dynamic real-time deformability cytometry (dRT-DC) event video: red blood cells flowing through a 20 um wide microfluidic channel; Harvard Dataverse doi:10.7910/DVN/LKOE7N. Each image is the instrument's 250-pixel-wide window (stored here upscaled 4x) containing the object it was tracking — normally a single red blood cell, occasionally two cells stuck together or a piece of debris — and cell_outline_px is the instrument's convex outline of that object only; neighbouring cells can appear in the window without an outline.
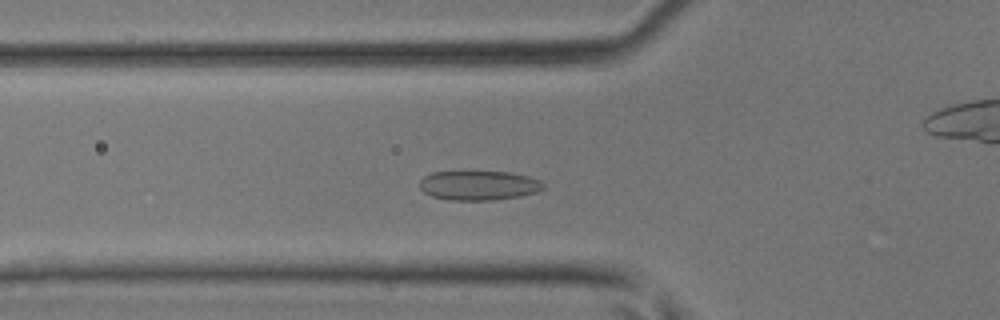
{"species": "common noctule bat (a hibernating species)", "species_latin": "Nyctalus noctula", "temperature_condition": "room temperature", "stored_images_in_passage": 44, "camera_frame_rate_fps": 3000, "um_per_image_px": 0.085, "animal": {"sex": "male", "body_mass_g": 17.9, "forearm_length_mm": 54.2}, "frame": {"image": 1, "passage_image": 14, "time_ms": 4.333, "image_size_px": [1000, 320], "cell_outline_px": [[544, 188], [536, 192], [520, 196], [492, 200], [448, 200], [432, 196], [424, 192], [420, 188], [420, 180], [424, 176], [432, 172], [472, 168], [508, 172], [528, 176], [540, 180], [544, 184]], "centroid_in_image_um": [40.65, 15.7], "position_along_channel_um": 85.1, "area_um2": 22.25}}
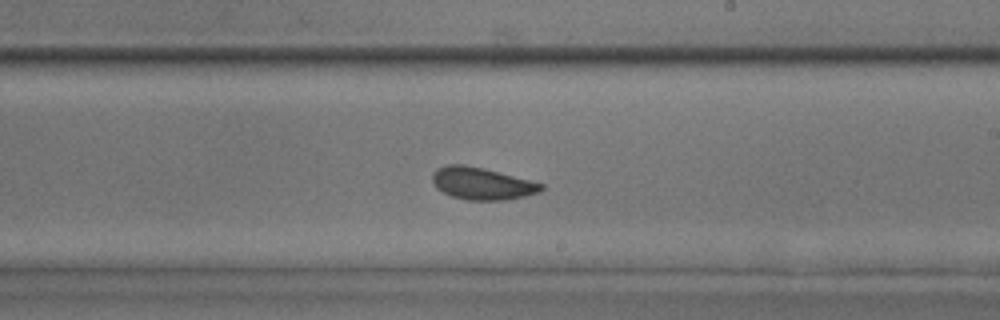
{"frame": {"image": 2, "passage_image": 25, "time_ms": 8.0, "image_size_px": [1000, 320], "cell_outline_px": [[544, 188], [540, 192], [524, 196], [504, 200], [464, 200], [452, 196], [436, 188], [432, 180], [432, 172], [436, 168], [448, 164], [464, 164], [484, 168], [544, 184]], "centroid_in_image_um": [40.93, 15.59], "position_along_channel_um": 248.1, "area_um2": 20.46}}
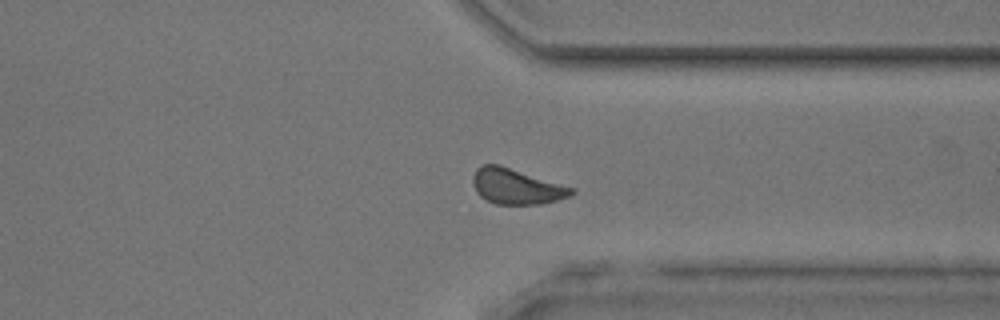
{"frame": {"image": 3, "passage_image": 33, "time_ms": 10.667, "image_size_px": [1000, 320], "cell_outline_px": [[576, 192], [568, 196], [556, 200], [540, 204], [496, 204], [480, 196], [476, 192], [472, 184], [472, 176], [476, 168], [480, 164], [500, 164], [576, 188]], "centroid_in_image_um": [43.88, 15.82], "position_along_channel_um": 367.5, "area_um2": 20.63}}